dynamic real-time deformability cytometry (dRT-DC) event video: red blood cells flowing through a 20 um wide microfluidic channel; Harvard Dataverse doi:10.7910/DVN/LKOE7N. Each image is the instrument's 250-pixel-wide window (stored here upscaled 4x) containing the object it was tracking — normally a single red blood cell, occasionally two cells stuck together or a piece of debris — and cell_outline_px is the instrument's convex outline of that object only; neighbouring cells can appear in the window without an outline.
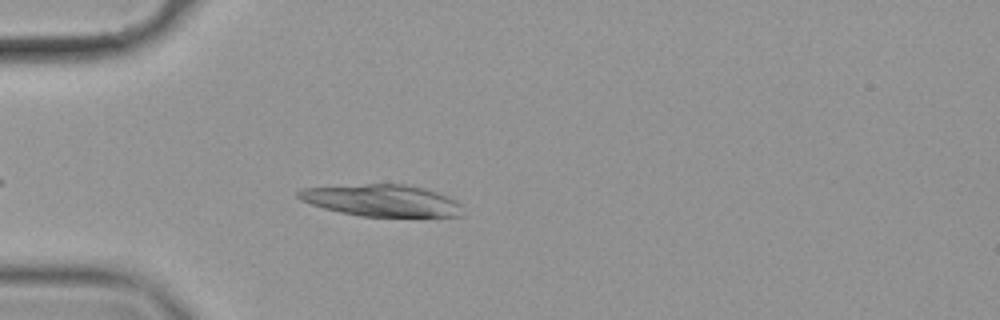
{"species": "common noctule bat (a hibernating species)", "species_latin": "Nyctalus noctula", "temperature_condition": "cold", "stored_images_in_passage": 44, "camera_frame_rate_fps": 3000, "um_per_image_px": 0.085, "animal": {"sex": "female", "body_mass_g": 19.9}, "frame": {"image": 1, "passage_image": 7, "time_ms": 2.0, "image_size_px": [1000, 320], "cell_outline_px": [[460, 216], [360, 216], [340, 212], [324, 208], [300, 200], [296, 196], [296, 192], [300, 188], [364, 184], [404, 184], [424, 188], [448, 196], [456, 200], [460, 204]], "centroid_in_image_um": [32.39, 17.03], "position_along_channel_um": 52.6, "area_um2": 30.23}}
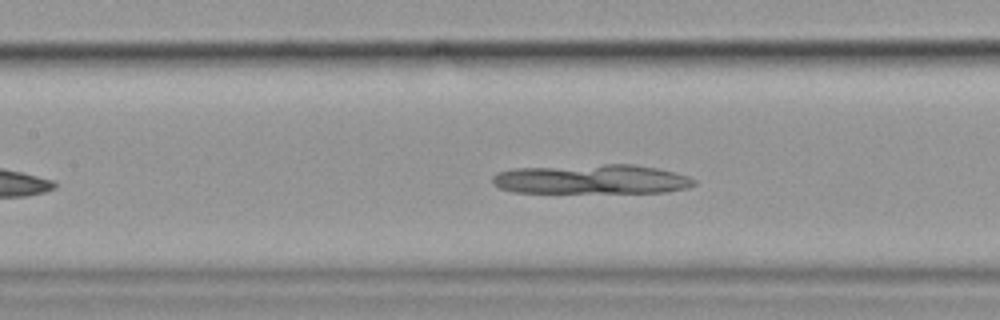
{"frame": {"image": 2, "passage_image": 17, "time_ms": 5.333, "image_size_px": [1000, 320], "cell_outline_px": [[696, 184], [688, 188], [668, 192], [512, 192], [500, 188], [492, 184], [492, 176], [496, 172], [512, 168], [604, 164], [632, 164], [656, 168], [688, 176], [696, 180]], "centroid_in_image_um": [50.25, 15.23], "position_along_channel_um": 157.1, "area_um2": 34.8}}
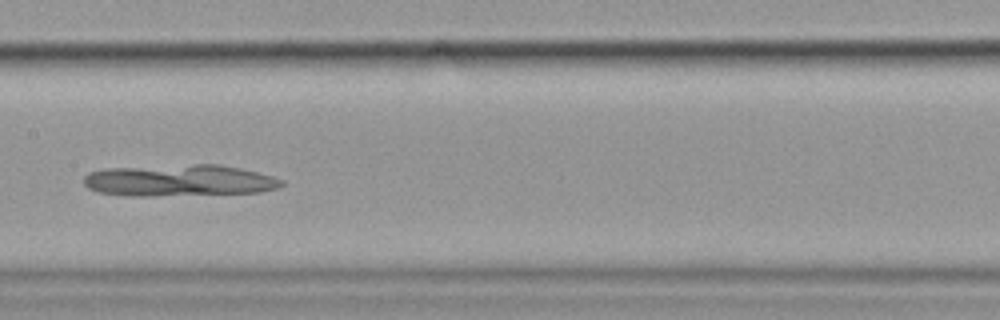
{"frame": {"image": 3, "passage_image": 20, "time_ms": 6.333, "image_size_px": [1000, 320], "cell_outline_px": [[284, 184], [280, 188], [260, 192], [152, 196], [124, 196], [100, 192], [88, 188], [84, 184], [84, 176], [88, 172], [104, 168], [196, 164], [220, 164], [240, 168], [272, 176], [284, 180]], "centroid_in_image_um": [15.23, 15.34], "position_along_channel_um": 192.2, "area_um2": 36.7}}